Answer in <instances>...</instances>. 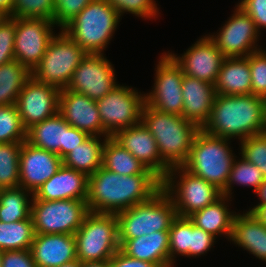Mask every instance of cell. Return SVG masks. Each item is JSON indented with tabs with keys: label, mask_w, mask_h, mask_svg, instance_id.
<instances>
[{
	"label": "cell",
	"mask_w": 266,
	"mask_h": 267,
	"mask_svg": "<svg viewBox=\"0 0 266 267\" xmlns=\"http://www.w3.org/2000/svg\"><path fill=\"white\" fill-rule=\"evenodd\" d=\"M89 136L87 140L68 153L63 159V165L78 172L91 176L102 167L103 146L108 137ZM101 139V140H100Z\"/></svg>",
	"instance_id": "29"
},
{
	"label": "cell",
	"mask_w": 266,
	"mask_h": 267,
	"mask_svg": "<svg viewBox=\"0 0 266 267\" xmlns=\"http://www.w3.org/2000/svg\"><path fill=\"white\" fill-rule=\"evenodd\" d=\"M27 140L16 104L0 106V143H22Z\"/></svg>",
	"instance_id": "36"
},
{
	"label": "cell",
	"mask_w": 266,
	"mask_h": 267,
	"mask_svg": "<svg viewBox=\"0 0 266 267\" xmlns=\"http://www.w3.org/2000/svg\"><path fill=\"white\" fill-rule=\"evenodd\" d=\"M109 267H158V266L151 262H146L129 257L119 249L109 260Z\"/></svg>",
	"instance_id": "47"
},
{
	"label": "cell",
	"mask_w": 266,
	"mask_h": 267,
	"mask_svg": "<svg viewBox=\"0 0 266 267\" xmlns=\"http://www.w3.org/2000/svg\"><path fill=\"white\" fill-rule=\"evenodd\" d=\"M7 16L0 11V23L6 18Z\"/></svg>",
	"instance_id": "54"
},
{
	"label": "cell",
	"mask_w": 266,
	"mask_h": 267,
	"mask_svg": "<svg viewBox=\"0 0 266 267\" xmlns=\"http://www.w3.org/2000/svg\"><path fill=\"white\" fill-rule=\"evenodd\" d=\"M114 7L119 16L131 13L144 19L157 18L159 8L154 0H107Z\"/></svg>",
	"instance_id": "41"
},
{
	"label": "cell",
	"mask_w": 266,
	"mask_h": 267,
	"mask_svg": "<svg viewBox=\"0 0 266 267\" xmlns=\"http://www.w3.org/2000/svg\"><path fill=\"white\" fill-rule=\"evenodd\" d=\"M62 165L58 154L24 141L19 155V186L34 194Z\"/></svg>",
	"instance_id": "18"
},
{
	"label": "cell",
	"mask_w": 266,
	"mask_h": 267,
	"mask_svg": "<svg viewBox=\"0 0 266 267\" xmlns=\"http://www.w3.org/2000/svg\"><path fill=\"white\" fill-rule=\"evenodd\" d=\"M230 140L210 135L200 129L194 137L188 160L183 167L222 191L236 158L229 145Z\"/></svg>",
	"instance_id": "5"
},
{
	"label": "cell",
	"mask_w": 266,
	"mask_h": 267,
	"mask_svg": "<svg viewBox=\"0 0 266 267\" xmlns=\"http://www.w3.org/2000/svg\"><path fill=\"white\" fill-rule=\"evenodd\" d=\"M216 237L211 233L197 228L190 221V258L205 255L215 244Z\"/></svg>",
	"instance_id": "44"
},
{
	"label": "cell",
	"mask_w": 266,
	"mask_h": 267,
	"mask_svg": "<svg viewBox=\"0 0 266 267\" xmlns=\"http://www.w3.org/2000/svg\"><path fill=\"white\" fill-rule=\"evenodd\" d=\"M240 158L241 159L234 160L227 184L221 191L222 195L230 198L232 197L231 191L234 187V184L253 187V192L256 194L261 184L265 180L263 173L257 166L248 162L242 156Z\"/></svg>",
	"instance_id": "34"
},
{
	"label": "cell",
	"mask_w": 266,
	"mask_h": 267,
	"mask_svg": "<svg viewBox=\"0 0 266 267\" xmlns=\"http://www.w3.org/2000/svg\"><path fill=\"white\" fill-rule=\"evenodd\" d=\"M93 0H54L53 23L60 30Z\"/></svg>",
	"instance_id": "42"
},
{
	"label": "cell",
	"mask_w": 266,
	"mask_h": 267,
	"mask_svg": "<svg viewBox=\"0 0 266 267\" xmlns=\"http://www.w3.org/2000/svg\"><path fill=\"white\" fill-rule=\"evenodd\" d=\"M15 20L6 17L0 23V66L14 60Z\"/></svg>",
	"instance_id": "43"
},
{
	"label": "cell",
	"mask_w": 266,
	"mask_h": 267,
	"mask_svg": "<svg viewBox=\"0 0 266 267\" xmlns=\"http://www.w3.org/2000/svg\"><path fill=\"white\" fill-rule=\"evenodd\" d=\"M179 179H176L178 178ZM162 189L172 198L176 214L188 217L214 203L222 196L221 190L183 166L170 168L162 180Z\"/></svg>",
	"instance_id": "8"
},
{
	"label": "cell",
	"mask_w": 266,
	"mask_h": 267,
	"mask_svg": "<svg viewBox=\"0 0 266 267\" xmlns=\"http://www.w3.org/2000/svg\"><path fill=\"white\" fill-rule=\"evenodd\" d=\"M120 18L107 0H93L62 30L87 54H104Z\"/></svg>",
	"instance_id": "4"
},
{
	"label": "cell",
	"mask_w": 266,
	"mask_h": 267,
	"mask_svg": "<svg viewBox=\"0 0 266 267\" xmlns=\"http://www.w3.org/2000/svg\"><path fill=\"white\" fill-rule=\"evenodd\" d=\"M248 211L253 213L266 226V204L255 205Z\"/></svg>",
	"instance_id": "49"
},
{
	"label": "cell",
	"mask_w": 266,
	"mask_h": 267,
	"mask_svg": "<svg viewBox=\"0 0 266 267\" xmlns=\"http://www.w3.org/2000/svg\"><path fill=\"white\" fill-rule=\"evenodd\" d=\"M31 72L16 60L0 66V106L16 104L18 95Z\"/></svg>",
	"instance_id": "32"
},
{
	"label": "cell",
	"mask_w": 266,
	"mask_h": 267,
	"mask_svg": "<svg viewBox=\"0 0 266 267\" xmlns=\"http://www.w3.org/2000/svg\"><path fill=\"white\" fill-rule=\"evenodd\" d=\"M234 14L216 35H208L225 58L247 57L261 47L256 44L261 34L252 18L238 5Z\"/></svg>",
	"instance_id": "14"
},
{
	"label": "cell",
	"mask_w": 266,
	"mask_h": 267,
	"mask_svg": "<svg viewBox=\"0 0 266 267\" xmlns=\"http://www.w3.org/2000/svg\"><path fill=\"white\" fill-rule=\"evenodd\" d=\"M60 89L32 76L20 91L16 107L26 130L58 112Z\"/></svg>",
	"instance_id": "16"
},
{
	"label": "cell",
	"mask_w": 266,
	"mask_h": 267,
	"mask_svg": "<svg viewBox=\"0 0 266 267\" xmlns=\"http://www.w3.org/2000/svg\"><path fill=\"white\" fill-rule=\"evenodd\" d=\"M141 122L156 140L161 159L169 167L183 166L200 128L176 114L156 110L144 104Z\"/></svg>",
	"instance_id": "3"
},
{
	"label": "cell",
	"mask_w": 266,
	"mask_h": 267,
	"mask_svg": "<svg viewBox=\"0 0 266 267\" xmlns=\"http://www.w3.org/2000/svg\"><path fill=\"white\" fill-rule=\"evenodd\" d=\"M161 189L155 174L125 176L102 166L88 177L86 203L90 212L116 214L149 201Z\"/></svg>",
	"instance_id": "1"
},
{
	"label": "cell",
	"mask_w": 266,
	"mask_h": 267,
	"mask_svg": "<svg viewBox=\"0 0 266 267\" xmlns=\"http://www.w3.org/2000/svg\"><path fill=\"white\" fill-rule=\"evenodd\" d=\"M68 123L57 112L27 130V142L34 147L58 154L62 159L66 156V139Z\"/></svg>",
	"instance_id": "26"
},
{
	"label": "cell",
	"mask_w": 266,
	"mask_h": 267,
	"mask_svg": "<svg viewBox=\"0 0 266 267\" xmlns=\"http://www.w3.org/2000/svg\"><path fill=\"white\" fill-rule=\"evenodd\" d=\"M30 251L37 267H59L77 259L76 240L70 234H35Z\"/></svg>",
	"instance_id": "22"
},
{
	"label": "cell",
	"mask_w": 266,
	"mask_h": 267,
	"mask_svg": "<svg viewBox=\"0 0 266 267\" xmlns=\"http://www.w3.org/2000/svg\"><path fill=\"white\" fill-rule=\"evenodd\" d=\"M120 250L129 257L156 264L158 267H173L170 264L169 232H152L133 239H119Z\"/></svg>",
	"instance_id": "24"
},
{
	"label": "cell",
	"mask_w": 266,
	"mask_h": 267,
	"mask_svg": "<svg viewBox=\"0 0 266 267\" xmlns=\"http://www.w3.org/2000/svg\"><path fill=\"white\" fill-rule=\"evenodd\" d=\"M14 60L30 72L40 63L51 39L55 36L52 21L14 17Z\"/></svg>",
	"instance_id": "13"
},
{
	"label": "cell",
	"mask_w": 266,
	"mask_h": 267,
	"mask_svg": "<svg viewBox=\"0 0 266 267\" xmlns=\"http://www.w3.org/2000/svg\"><path fill=\"white\" fill-rule=\"evenodd\" d=\"M170 264L174 267L176 254L190 258V220L177 216L169 229Z\"/></svg>",
	"instance_id": "37"
},
{
	"label": "cell",
	"mask_w": 266,
	"mask_h": 267,
	"mask_svg": "<svg viewBox=\"0 0 266 267\" xmlns=\"http://www.w3.org/2000/svg\"><path fill=\"white\" fill-rule=\"evenodd\" d=\"M231 241L266 262V226L253 213L235 214Z\"/></svg>",
	"instance_id": "25"
},
{
	"label": "cell",
	"mask_w": 266,
	"mask_h": 267,
	"mask_svg": "<svg viewBox=\"0 0 266 267\" xmlns=\"http://www.w3.org/2000/svg\"><path fill=\"white\" fill-rule=\"evenodd\" d=\"M111 62L103 54H87L74 70L66 89L99 100L118 84Z\"/></svg>",
	"instance_id": "15"
},
{
	"label": "cell",
	"mask_w": 266,
	"mask_h": 267,
	"mask_svg": "<svg viewBox=\"0 0 266 267\" xmlns=\"http://www.w3.org/2000/svg\"><path fill=\"white\" fill-rule=\"evenodd\" d=\"M1 267H37L30 250L3 251Z\"/></svg>",
	"instance_id": "46"
},
{
	"label": "cell",
	"mask_w": 266,
	"mask_h": 267,
	"mask_svg": "<svg viewBox=\"0 0 266 267\" xmlns=\"http://www.w3.org/2000/svg\"><path fill=\"white\" fill-rule=\"evenodd\" d=\"M163 52L156 65L153 90L145 93V104L158 111L181 116L183 110L181 66L169 54Z\"/></svg>",
	"instance_id": "12"
},
{
	"label": "cell",
	"mask_w": 266,
	"mask_h": 267,
	"mask_svg": "<svg viewBox=\"0 0 266 267\" xmlns=\"http://www.w3.org/2000/svg\"><path fill=\"white\" fill-rule=\"evenodd\" d=\"M81 267H109V260L99 262H81Z\"/></svg>",
	"instance_id": "52"
},
{
	"label": "cell",
	"mask_w": 266,
	"mask_h": 267,
	"mask_svg": "<svg viewBox=\"0 0 266 267\" xmlns=\"http://www.w3.org/2000/svg\"><path fill=\"white\" fill-rule=\"evenodd\" d=\"M22 143H0V189L19 186Z\"/></svg>",
	"instance_id": "35"
},
{
	"label": "cell",
	"mask_w": 266,
	"mask_h": 267,
	"mask_svg": "<svg viewBox=\"0 0 266 267\" xmlns=\"http://www.w3.org/2000/svg\"><path fill=\"white\" fill-rule=\"evenodd\" d=\"M240 142L241 156L257 166L266 179V131Z\"/></svg>",
	"instance_id": "39"
},
{
	"label": "cell",
	"mask_w": 266,
	"mask_h": 267,
	"mask_svg": "<svg viewBox=\"0 0 266 267\" xmlns=\"http://www.w3.org/2000/svg\"><path fill=\"white\" fill-rule=\"evenodd\" d=\"M31 195L20 186L0 189V221L12 223L27 219L31 215Z\"/></svg>",
	"instance_id": "31"
},
{
	"label": "cell",
	"mask_w": 266,
	"mask_h": 267,
	"mask_svg": "<svg viewBox=\"0 0 266 267\" xmlns=\"http://www.w3.org/2000/svg\"><path fill=\"white\" fill-rule=\"evenodd\" d=\"M214 87L216 95L251 94L249 55L225 58Z\"/></svg>",
	"instance_id": "27"
},
{
	"label": "cell",
	"mask_w": 266,
	"mask_h": 267,
	"mask_svg": "<svg viewBox=\"0 0 266 267\" xmlns=\"http://www.w3.org/2000/svg\"><path fill=\"white\" fill-rule=\"evenodd\" d=\"M88 176L62 165L59 170L32 195V200L87 199Z\"/></svg>",
	"instance_id": "21"
},
{
	"label": "cell",
	"mask_w": 266,
	"mask_h": 267,
	"mask_svg": "<svg viewBox=\"0 0 266 267\" xmlns=\"http://www.w3.org/2000/svg\"><path fill=\"white\" fill-rule=\"evenodd\" d=\"M119 239H133L152 232H169L177 217L172 198L161 189L149 201L116 213Z\"/></svg>",
	"instance_id": "6"
},
{
	"label": "cell",
	"mask_w": 266,
	"mask_h": 267,
	"mask_svg": "<svg viewBox=\"0 0 266 267\" xmlns=\"http://www.w3.org/2000/svg\"><path fill=\"white\" fill-rule=\"evenodd\" d=\"M89 135L79 129L72 127L68 124V133L66 139V155L73 151L76 147L83 144Z\"/></svg>",
	"instance_id": "48"
},
{
	"label": "cell",
	"mask_w": 266,
	"mask_h": 267,
	"mask_svg": "<svg viewBox=\"0 0 266 267\" xmlns=\"http://www.w3.org/2000/svg\"><path fill=\"white\" fill-rule=\"evenodd\" d=\"M204 132L242 141L266 131L265 98L248 95H215Z\"/></svg>",
	"instance_id": "2"
},
{
	"label": "cell",
	"mask_w": 266,
	"mask_h": 267,
	"mask_svg": "<svg viewBox=\"0 0 266 267\" xmlns=\"http://www.w3.org/2000/svg\"><path fill=\"white\" fill-rule=\"evenodd\" d=\"M14 0H0V11L3 12L7 17L12 16Z\"/></svg>",
	"instance_id": "50"
},
{
	"label": "cell",
	"mask_w": 266,
	"mask_h": 267,
	"mask_svg": "<svg viewBox=\"0 0 266 267\" xmlns=\"http://www.w3.org/2000/svg\"><path fill=\"white\" fill-rule=\"evenodd\" d=\"M102 166L119 175L154 174L112 137L103 146Z\"/></svg>",
	"instance_id": "30"
},
{
	"label": "cell",
	"mask_w": 266,
	"mask_h": 267,
	"mask_svg": "<svg viewBox=\"0 0 266 267\" xmlns=\"http://www.w3.org/2000/svg\"><path fill=\"white\" fill-rule=\"evenodd\" d=\"M88 212L87 203L83 200H32L31 202V218L35 234L74 235Z\"/></svg>",
	"instance_id": "10"
},
{
	"label": "cell",
	"mask_w": 266,
	"mask_h": 267,
	"mask_svg": "<svg viewBox=\"0 0 266 267\" xmlns=\"http://www.w3.org/2000/svg\"><path fill=\"white\" fill-rule=\"evenodd\" d=\"M231 198L222 195L214 203L188 216L195 227L211 233L214 237L225 235L230 240L232 221L236 212H232L226 205ZM228 207V208H227Z\"/></svg>",
	"instance_id": "28"
},
{
	"label": "cell",
	"mask_w": 266,
	"mask_h": 267,
	"mask_svg": "<svg viewBox=\"0 0 266 267\" xmlns=\"http://www.w3.org/2000/svg\"><path fill=\"white\" fill-rule=\"evenodd\" d=\"M237 5L252 18L260 33L266 28V0H241Z\"/></svg>",
	"instance_id": "45"
},
{
	"label": "cell",
	"mask_w": 266,
	"mask_h": 267,
	"mask_svg": "<svg viewBox=\"0 0 266 267\" xmlns=\"http://www.w3.org/2000/svg\"><path fill=\"white\" fill-rule=\"evenodd\" d=\"M58 112L70 126L89 136L111 137L103 129L96 101L84 94L61 89Z\"/></svg>",
	"instance_id": "19"
},
{
	"label": "cell",
	"mask_w": 266,
	"mask_h": 267,
	"mask_svg": "<svg viewBox=\"0 0 266 267\" xmlns=\"http://www.w3.org/2000/svg\"><path fill=\"white\" fill-rule=\"evenodd\" d=\"M181 66L183 74L215 85L223 60L221 51L207 35L198 39L182 56L169 53Z\"/></svg>",
	"instance_id": "17"
},
{
	"label": "cell",
	"mask_w": 266,
	"mask_h": 267,
	"mask_svg": "<svg viewBox=\"0 0 266 267\" xmlns=\"http://www.w3.org/2000/svg\"><path fill=\"white\" fill-rule=\"evenodd\" d=\"M251 94L266 97V50L262 48L249 55Z\"/></svg>",
	"instance_id": "40"
},
{
	"label": "cell",
	"mask_w": 266,
	"mask_h": 267,
	"mask_svg": "<svg viewBox=\"0 0 266 267\" xmlns=\"http://www.w3.org/2000/svg\"><path fill=\"white\" fill-rule=\"evenodd\" d=\"M96 104L103 129L112 137L117 131L141 122L145 93L118 84Z\"/></svg>",
	"instance_id": "11"
},
{
	"label": "cell",
	"mask_w": 266,
	"mask_h": 267,
	"mask_svg": "<svg viewBox=\"0 0 266 267\" xmlns=\"http://www.w3.org/2000/svg\"><path fill=\"white\" fill-rule=\"evenodd\" d=\"M112 138L163 180L170 168L160 157L156 140L142 122L117 131Z\"/></svg>",
	"instance_id": "20"
},
{
	"label": "cell",
	"mask_w": 266,
	"mask_h": 267,
	"mask_svg": "<svg viewBox=\"0 0 266 267\" xmlns=\"http://www.w3.org/2000/svg\"><path fill=\"white\" fill-rule=\"evenodd\" d=\"M35 237L31 215L12 223L0 221V250H30Z\"/></svg>",
	"instance_id": "33"
},
{
	"label": "cell",
	"mask_w": 266,
	"mask_h": 267,
	"mask_svg": "<svg viewBox=\"0 0 266 267\" xmlns=\"http://www.w3.org/2000/svg\"><path fill=\"white\" fill-rule=\"evenodd\" d=\"M59 267H81V261L76 259L74 261H70V262L64 263Z\"/></svg>",
	"instance_id": "53"
},
{
	"label": "cell",
	"mask_w": 266,
	"mask_h": 267,
	"mask_svg": "<svg viewBox=\"0 0 266 267\" xmlns=\"http://www.w3.org/2000/svg\"><path fill=\"white\" fill-rule=\"evenodd\" d=\"M2 257H3V251L0 250V267H1V265H2Z\"/></svg>",
	"instance_id": "55"
},
{
	"label": "cell",
	"mask_w": 266,
	"mask_h": 267,
	"mask_svg": "<svg viewBox=\"0 0 266 267\" xmlns=\"http://www.w3.org/2000/svg\"><path fill=\"white\" fill-rule=\"evenodd\" d=\"M257 196L259 197L258 199H260V203L258 202L257 205H264L266 204V179L264 180V182L261 184L260 188L257 191Z\"/></svg>",
	"instance_id": "51"
},
{
	"label": "cell",
	"mask_w": 266,
	"mask_h": 267,
	"mask_svg": "<svg viewBox=\"0 0 266 267\" xmlns=\"http://www.w3.org/2000/svg\"><path fill=\"white\" fill-rule=\"evenodd\" d=\"M213 84L184 75L182 81L183 110L181 116L200 129L210 117L215 97Z\"/></svg>",
	"instance_id": "23"
},
{
	"label": "cell",
	"mask_w": 266,
	"mask_h": 267,
	"mask_svg": "<svg viewBox=\"0 0 266 267\" xmlns=\"http://www.w3.org/2000/svg\"><path fill=\"white\" fill-rule=\"evenodd\" d=\"M51 39L40 63L32 70L31 76L38 82L57 88H67L74 70L87 53L62 29Z\"/></svg>",
	"instance_id": "9"
},
{
	"label": "cell",
	"mask_w": 266,
	"mask_h": 267,
	"mask_svg": "<svg viewBox=\"0 0 266 267\" xmlns=\"http://www.w3.org/2000/svg\"><path fill=\"white\" fill-rule=\"evenodd\" d=\"M74 237L81 262L110 260L120 249L116 214L89 211Z\"/></svg>",
	"instance_id": "7"
},
{
	"label": "cell",
	"mask_w": 266,
	"mask_h": 267,
	"mask_svg": "<svg viewBox=\"0 0 266 267\" xmlns=\"http://www.w3.org/2000/svg\"><path fill=\"white\" fill-rule=\"evenodd\" d=\"M12 18L54 19V0H14Z\"/></svg>",
	"instance_id": "38"
}]
</instances>
